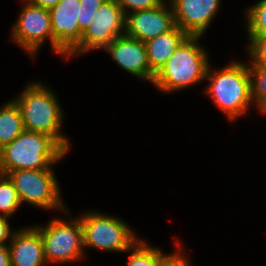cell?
<instances>
[{
  "mask_svg": "<svg viewBox=\"0 0 266 266\" xmlns=\"http://www.w3.org/2000/svg\"><path fill=\"white\" fill-rule=\"evenodd\" d=\"M205 80L210 81L205 93L230 121L244 116L253 103L251 74L248 64L231 61L216 69L209 64Z\"/></svg>",
  "mask_w": 266,
  "mask_h": 266,
  "instance_id": "cell-1",
  "label": "cell"
},
{
  "mask_svg": "<svg viewBox=\"0 0 266 266\" xmlns=\"http://www.w3.org/2000/svg\"><path fill=\"white\" fill-rule=\"evenodd\" d=\"M68 151L52 136L24 130L0 149V173L22 169H52Z\"/></svg>",
  "mask_w": 266,
  "mask_h": 266,
  "instance_id": "cell-2",
  "label": "cell"
},
{
  "mask_svg": "<svg viewBox=\"0 0 266 266\" xmlns=\"http://www.w3.org/2000/svg\"><path fill=\"white\" fill-rule=\"evenodd\" d=\"M48 88L41 82H29L14 100L20 108L25 130L50 135L69 152L71 142L61 132L63 110L56 94Z\"/></svg>",
  "mask_w": 266,
  "mask_h": 266,
  "instance_id": "cell-3",
  "label": "cell"
},
{
  "mask_svg": "<svg viewBox=\"0 0 266 266\" xmlns=\"http://www.w3.org/2000/svg\"><path fill=\"white\" fill-rule=\"evenodd\" d=\"M202 36H188L155 74L152 84L162 92L181 91L204 81L210 64Z\"/></svg>",
  "mask_w": 266,
  "mask_h": 266,
  "instance_id": "cell-4",
  "label": "cell"
},
{
  "mask_svg": "<svg viewBox=\"0 0 266 266\" xmlns=\"http://www.w3.org/2000/svg\"><path fill=\"white\" fill-rule=\"evenodd\" d=\"M83 228L84 249L96 248L124 253L138 241L132 228L120 218L100 212H88L79 216Z\"/></svg>",
  "mask_w": 266,
  "mask_h": 266,
  "instance_id": "cell-5",
  "label": "cell"
},
{
  "mask_svg": "<svg viewBox=\"0 0 266 266\" xmlns=\"http://www.w3.org/2000/svg\"><path fill=\"white\" fill-rule=\"evenodd\" d=\"M42 226L35 225L43 240L47 264L74 263L85 258L83 228L79 217L69 221L54 218L46 226Z\"/></svg>",
  "mask_w": 266,
  "mask_h": 266,
  "instance_id": "cell-6",
  "label": "cell"
},
{
  "mask_svg": "<svg viewBox=\"0 0 266 266\" xmlns=\"http://www.w3.org/2000/svg\"><path fill=\"white\" fill-rule=\"evenodd\" d=\"M7 175L14 183L21 204L25 202L42 209H56L69 215L53 169H22Z\"/></svg>",
  "mask_w": 266,
  "mask_h": 266,
  "instance_id": "cell-7",
  "label": "cell"
},
{
  "mask_svg": "<svg viewBox=\"0 0 266 266\" xmlns=\"http://www.w3.org/2000/svg\"><path fill=\"white\" fill-rule=\"evenodd\" d=\"M20 1L24 6L12 26L10 33L12 41L17 43L28 55L34 57L46 39H49L51 49L67 59V53L53 39L49 10L33 5L27 0Z\"/></svg>",
  "mask_w": 266,
  "mask_h": 266,
  "instance_id": "cell-8",
  "label": "cell"
},
{
  "mask_svg": "<svg viewBox=\"0 0 266 266\" xmlns=\"http://www.w3.org/2000/svg\"><path fill=\"white\" fill-rule=\"evenodd\" d=\"M125 34V15L114 0H106L97 9L92 22L82 35L80 42L67 54L81 56L89 51L104 49L114 39Z\"/></svg>",
  "mask_w": 266,
  "mask_h": 266,
  "instance_id": "cell-9",
  "label": "cell"
},
{
  "mask_svg": "<svg viewBox=\"0 0 266 266\" xmlns=\"http://www.w3.org/2000/svg\"><path fill=\"white\" fill-rule=\"evenodd\" d=\"M168 4V5H167ZM176 26L170 3L125 15V35L143 43L169 32Z\"/></svg>",
  "mask_w": 266,
  "mask_h": 266,
  "instance_id": "cell-10",
  "label": "cell"
},
{
  "mask_svg": "<svg viewBox=\"0 0 266 266\" xmlns=\"http://www.w3.org/2000/svg\"><path fill=\"white\" fill-rule=\"evenodd\" d=\"M104 50L121 69L139 80L153 82L155 73L150 69L145 43L139 39L124 34L114 39Z\"/></svg>",
  "mask_w": 266,
  "mask_h": 266,
  "instance_id": "cell-11",
  "label": "cell"
},
{
  "mask_svg": "<svg viewBox=\"0 0 266 266\" xmlns=\"http://www.w3.org/2000/svg\"><path fill=\"white\" fill-rule=\"evenodd\" d=\"M221 0H174L175 24L189 36H203L218 13Z\"/></svg>",
  "mask_w": 266,
  "mask_h": 266,
  "instance_id": "cell-12",
  "label": "cell"
},
{
  "mask_svg": "<svg viewBox=\"0 0 266 266\" xmlns=\"http://www.w3.org/2000/svg\"><path fill=\"white\" fill-rule=\"evenodd\" d=\"M80 0H61L49 9L51 29L55 42L68 54L81 40Z\"/></svg>",
  "mask_w": 266,
  "mask_h": 266,
  "instance_id": "cell-13",
  "label": "cell"
},
{
  "mask_svg": "<svg viewBox=\"0 0 266 266\" xmlns=\"http://www.w3.org/2000/svg\"><path fill=\"white\" fill-rule=\"evenodd\" d=\"M8 246L11 266H43L47 264L43 240L35 225L14 231Z\"/></svg>",
  "mask_w": 266,
  "mask_h": 266,
  "instance_id": "cell-14",
  "label": "cell"
},
{
  "mask_svg": "<svg viewBox=\"0 0 266 266\" xmlns=\"http://www.w3.org/2000/svg\"><path fill=\"white\" fill-rule=\"evenodd\" d=\"M189 35L175 26L145 43L150 69L156 74Z\"/></svg>",
  "mask_w": 266,
  "mask_h": 266,
  "instance_id": "cell-15",
  "label": "cell"
},
{
  "mask_svg": "<svg viewBox=\"0 0 266 266\" xmlns=\"http://www.w3.org/2000/svg\"><path fill=\"white\" fill-rule=\"evenodd\" d=\"M21 111L15 100L0 107V149L24 131Z\"/></svg>",
  "mask_w": 266,
  "mask_h": 266,
  "instance_id": "cell-16",
  "label": "cell"
},
{
  "mask_svg": "<svg viewBox=\"0 0 266 266\" xmlns=\"http://www.w3.org/2000/svg\"><path fill=\"white\" fill-rule=\"evenodd\" d=\"M161 250L149 246L144 238H140L125 252L130 253L126 266H159L160 261L167 255Z\"/></svg>",
  "mask_w": 266,
  "mask_h": 266,
  "instance_id": "cell-17",
  "label": "cell"
},
{
  "mask_svg": "<svg viewBox=\"0 0 266 266\" xmlns=\"http://www.w3.org/2000/svg\"><path fill=\"white\" fill-rule=\"evenodd\" d=\"M248 37L266 36V0H259L245 10Z\"/></svg>",
  "mask_w": 266,
  "mask_h": 266,
  "instance_id": "cell-18",
  "label": "cell"
},
{
  "mask_svg": "<svg viewBox=\"0 0 266 266\" xmlns=\"http://www.w3.org/2000/svg\"><path fill=\"white\" fill-rule=\"evenodd\" d=\"M20 206L14 183L8 175L0 173V215L10 218Z\"/></svg>",
  "mask_w": 266,
  "mask_h": 266,
  "instance_id": "cell-19",
  "label": "cell"
},
{
  "mask_svg": "<svg viewBox=\"0 0 266 266\" xmlns=\"http://www.w3.org/2000/svg\"><path fill=\"white\" fill-rule=\"evenodd\" d=\"M251 74L252 99L261 114H266V67L248 65Z\"/></svg>",
  "mask_w": 266,
  "mask_h": 266,
  "instance_id": "cell-20",
  "label": "cell"
},
{
  "mask_svg": "<svg viewBox=\"0 0 266 266\" xmlns=\"http://www.w3.org/2000/svg\"><path fill=\"white\" fill-rule=\"evenodd\" d=\"M247 52L250 58L248 65H261L266 67V36L248 37Z\"/></svg>",
  "mask_w": 266,
  "mask_h": 266,
  "instance_id": "cell-21",
  "label": "cell"
},
{
  "mask_svg": "<svg viewBox=\"0 0 266 266\" xmlns=\"http://www.w3.org/2000/svg\"><path fill=\"white\" fill-rule=\"evenodd\" d=\"M105 1L106 0H80V20H78V23L82 33L89 27L97 9H99Z\"/></svg>",
  "mask_w": 266,
  "mask_h": 266,
  "instance_id": "cell-22",
  "label": "cell"
},
{
  "mask_svg": "<svg viewBox=\"0 0 266 266\" xmlns=\"http://www.w3.org/2000/svg\"><path fill=\"white\" fill-rule=\"evenodd\" d=\"M114 1L122 8L124 15L136 11L151 9L158 6L161 3L159 0H114Z\"/></svg>",
  "mask_w": 266,
  "mask_h": 266,
  "instance_id": "cell-23",
  "label": "cell"
},
{
  "mask_svg": "<svg viewBox=\"0 0 266 266\" xmlns=\"http://www.w3.org/2000/svg\"><path fill=\"white\" fill-rule=\"evenodd\" d=\"M177 250L174 253L167 254L161 261L159 266H192L190 261L185 256L181 242H175Z\"/></svg>",
  "mask_w": 266,
  "mask_h": 266,
  "instance_id": "cell-24",
  "label": "cell"
},
{
  "mask_svg": "<svg viewBox=\"0 0 266 266\" xmlns=\"http://www.w3.org/2000/svg\"><path fill=\"white\" fill-rule=\"evenodd\" d=\"M8 219L9 217L0 215V245H9L14 234Z\"/></svg>",
  "mask_w": 266,
  "mask_h": 266,
  "instance_id": "cell-25",
  "label": "cell"
},
{
  "mask_svg": "<svg viewBox=\"0 0 266 266\" xmlns=\"http://www.w3.org/2000/svg\"><path fill=\"white\" fill-rule=\"evenodd\" d=\"M0 266H11L10 250L8 245H0Z\"/></svg>",
  "mask_w": 266,
  "mask_h": 266,
  "instance_id": "cell-26",
  "label": "cell"
},
{
  "mask_svg": "<svg viewBox=\"0 0 266 266\" xmlns=\"http://www.w3.org/2000/svg\"><path fill=\"white\" fill-rule=\"evenodd\" d=\"M29 3L45 8L51 9L56 6L61 0H27Z\"/></svg>",
  "mask_w": 266,
  "mask_h": 266,
  "instance_id": "cell-27",
  "label": "cell"
},
{
  "mask_svg": "<svg viewBox=\"0 0 266 266\" xmlns=\"http://www.w3.org/2000/svg\"><path fill=\"white\" fill-rule=\"evenodd\" d=\"M161 3H169L170 2V4L174 1V0H169V2H167V1H165V0H159Z\"/></svg>",
  "mask_w": 266,
  "mask_h": 266,
  "instance_id": "cell-28",
  "label": "cell"
}]
</instances>
